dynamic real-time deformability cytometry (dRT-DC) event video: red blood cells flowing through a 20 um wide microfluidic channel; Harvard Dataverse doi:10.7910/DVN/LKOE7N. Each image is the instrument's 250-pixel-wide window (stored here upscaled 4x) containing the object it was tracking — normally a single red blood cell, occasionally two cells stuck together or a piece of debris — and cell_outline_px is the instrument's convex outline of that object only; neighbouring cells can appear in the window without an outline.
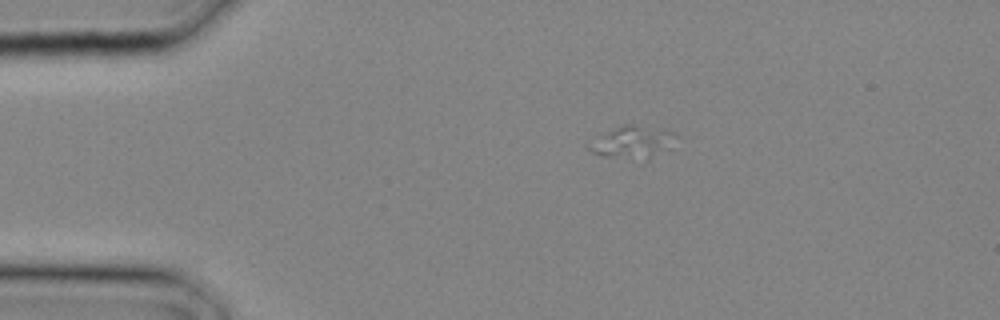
{"species": "common noctule bat (a hibernating species)", "species_latin": "Nyctalus noctula", "temperature_condition": "cold", "stored_images_in_passage": 2, "camera_frame_rate_fps": 3000, "um_per_image_px": 0.085, "animal": {"sex": "male", "body_mass_g": 20.4}, "frame": {"image": 1, "passage_image": 1, "time_ms": 0.0, "image_size_px": [1000, 320], "cell_outline_px": [[680, 136], [668, 148], [648, 160], [604, 156], [592, 152], [584, 144], [624, 124], [632, 124], [676, 132]], "centroid_in_image_um": [53.8, 12.09], "position_along_channel_um": 31.2, "area_um2": 16.24}}